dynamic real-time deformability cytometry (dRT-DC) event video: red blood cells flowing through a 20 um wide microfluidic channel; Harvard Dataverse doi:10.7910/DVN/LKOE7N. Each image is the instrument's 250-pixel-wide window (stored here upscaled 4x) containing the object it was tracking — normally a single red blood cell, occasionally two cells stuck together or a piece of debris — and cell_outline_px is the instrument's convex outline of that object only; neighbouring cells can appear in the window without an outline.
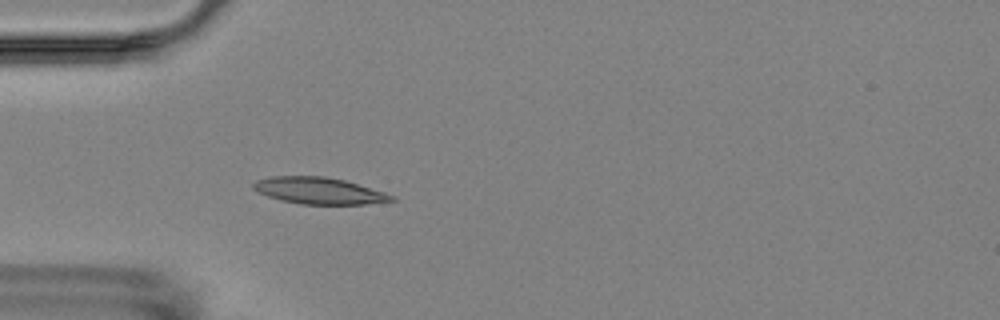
{"species": "Egyptian fruit bat (a non-hibernating species)", "species_latin": "Rousettus aegyptiacus", "temperature_condition": "room temperature", "stored_images_in_passage": 5, "camera_frame_rate_fps": 3000, "um_per_image_px": 0.085, "animal": {"sex": "female"}, "frame": {"image": 1, "passage_image": 5, "time_ms": 4.667, "image_size_px": [1000, 320], "cell_outline_px": [[396, 200], [368, 204], [300, 204], [280, 200], [256, 192], [252, 188], [252, 184], [256, 180], [268, 176], [324, 176], [344, 180], [384, 192], [396, 196]], "centroid_in_image_um": [27.08, 16.21], "position_along_channel_um": 57.9, "area_um2": 21.56}}